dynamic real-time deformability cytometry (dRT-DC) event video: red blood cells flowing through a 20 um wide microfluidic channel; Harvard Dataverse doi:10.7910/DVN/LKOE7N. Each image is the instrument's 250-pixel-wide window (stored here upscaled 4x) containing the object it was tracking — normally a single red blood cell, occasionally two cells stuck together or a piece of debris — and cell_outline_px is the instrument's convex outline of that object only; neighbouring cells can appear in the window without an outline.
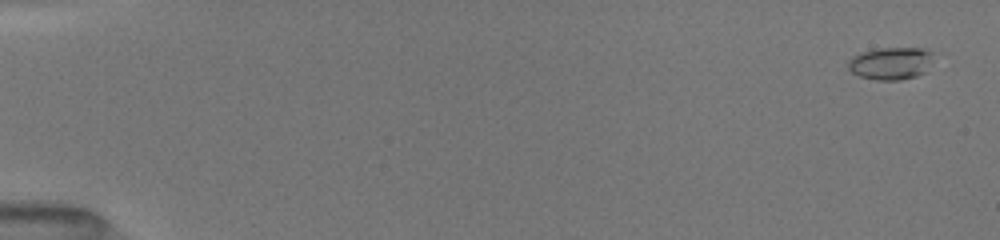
{"species": "common noctule bat (a hibernating species)", "species_latin": "Nyctalus noctula", "temperature_condition": "room temperature", "stored_images_in_passage": 29, "camera_frame_rate_fps": 3000, "um_per_image_px": 0.085, "animal": {"sex": "female", "body_mass_g": 19.5, "forearm_length_mm": 54.1}, "frame": {"image": 1, "passage_image": 2, "time_ms": 0.333, "image_size_px": [1000, 240], "cell_outline_px": [[932, 52], [924, 72], [916, 76], [900, 80], [876, 80], [860, 76], [852, 72], [848, 68], [848, 60], [852, 56], [864, 52], [880, 48], [928, 48]], "centroid_in_image_um": [75.67, 5.38], "position_along_channel_um": 9.3, "area_um2": 15.84}}
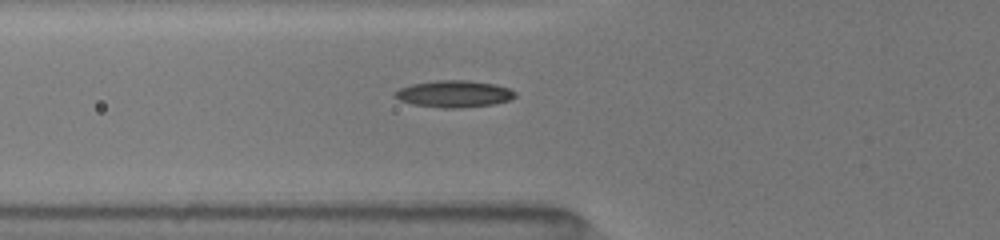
{"frame": {"image": 2, "passage_image": 18, "time_ms": 6.333, "image_size_px": [1000, 240], "cell_outline_px": [[516, 96], [508, 100], [496, 104], [460, 108], [440, 108], [412, 104], [400, 100], [392, 96], [392, 92], [400, 88], [412, 84], [436, 80], [468, 80], [496, 84], [508, 88], [516, 92]], "centroid_in_image_um": [38.57, 7.98], "position_along_channel_um": 87.2, "area_um2": 19.02}}
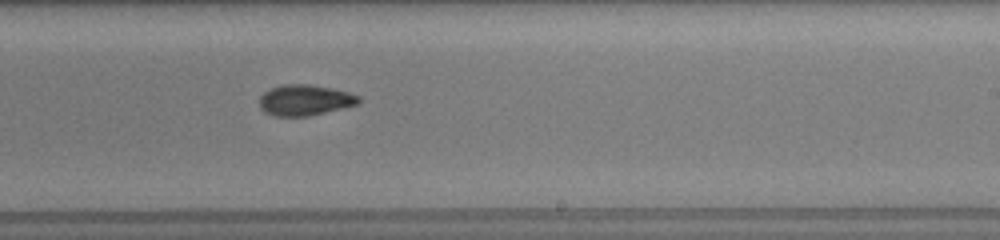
{"frame": {"image": 3, "passage_image": 29, "time_ms": 10.667, "image_size_px": [1000, 240], "cell_outline_px": [[360, 104], [344, 108], [308, 116], [276, 116], [264, 112], [260, 108], [260, 96], [264, 92], [272, 88], [284, 84], [308, 84], [348, 92], [360, 96]], "centroid_in_image_um": [25.92, 8.52], "position_along_channel_um": 263.1, "area_um2": 17.74}}